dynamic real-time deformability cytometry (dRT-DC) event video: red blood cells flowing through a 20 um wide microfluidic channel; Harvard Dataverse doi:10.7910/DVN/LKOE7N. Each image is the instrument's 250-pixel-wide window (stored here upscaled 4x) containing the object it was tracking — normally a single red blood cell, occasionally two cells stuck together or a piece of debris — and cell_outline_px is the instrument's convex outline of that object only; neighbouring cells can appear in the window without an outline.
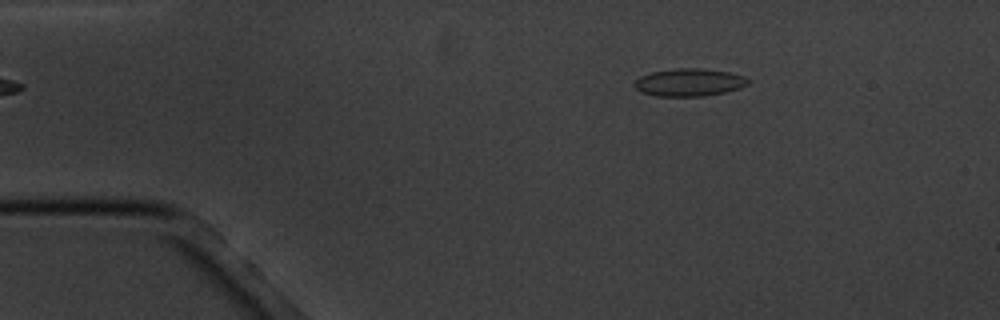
{"species": "common noctule bat (a hibernating species)", "species_latin": "Nyctalus noctula", "temperature_condition": "cold", "stored_images_in_passage": 4, "camera_frame_rate_fps": 3000, "um_per_image_px": 0.085, "animal": {"sex": "male", "body_mass_g": 20.1, "forearm_length_mm": 53.5}, "frame": {"image": 1, "passage_image": 2, "time_ms": 1.0, "image_size_px": [1000, 320], "cell_outline_px": [[752, 80], [748, 84], [740, 88], [724, 92], [704, 96], [656, 96], [644, 92], [636, 88], [632, 84], [640, 76], [652, 72], [672, 68], [700, 68], [728, 72], [744, 76]], "centroid_in_image_um": [58.6, 6.99], "position_along_channel_um": 26.4, "area_um2": 18.32}}